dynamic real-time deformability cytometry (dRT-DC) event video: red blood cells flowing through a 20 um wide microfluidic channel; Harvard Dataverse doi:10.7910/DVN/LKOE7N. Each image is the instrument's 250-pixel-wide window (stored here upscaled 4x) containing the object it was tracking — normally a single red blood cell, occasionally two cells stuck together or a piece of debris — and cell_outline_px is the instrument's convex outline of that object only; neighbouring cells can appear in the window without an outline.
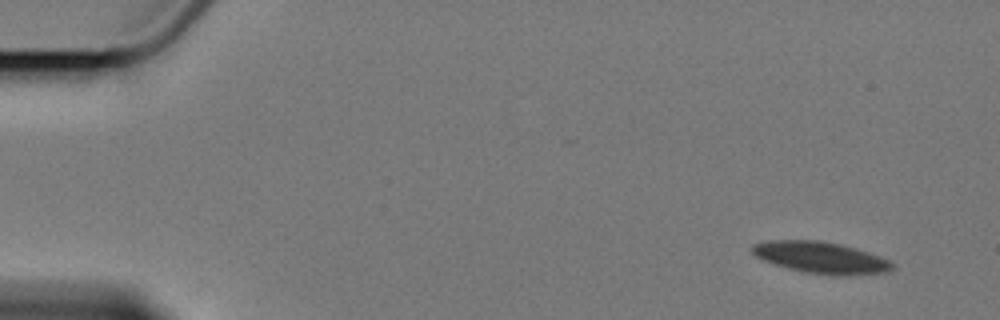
{"species": "Egyptian fruit bat (a non-hibernating species)", "species_latin": "Rousettus aegyptiacus", "temperature_condition": "cold", "stored_images_in_passage": 4, "camera_frame_rate_fps": 3000, "um_per_image_px": 0.085, "animal": {"sex": "female"}, "frame": {"image": 1, "passage_image": 1, "time_ms": 0.0, "image_size_px": [1000, 320], "cell_outline_px": [[892, 268], [888, 272], [848, 276], [836, 276], [808, 272], [788, 268], [764, 260], [756, 256], [752, 252], [752, 244], [768, 240], [820, 240], [840, 244], [856, 248], [892, 260]], "centroid_in_image_um": [69.81, 21.89], "position_along_channel_um": 15.2, "area_um2": 25.78}}
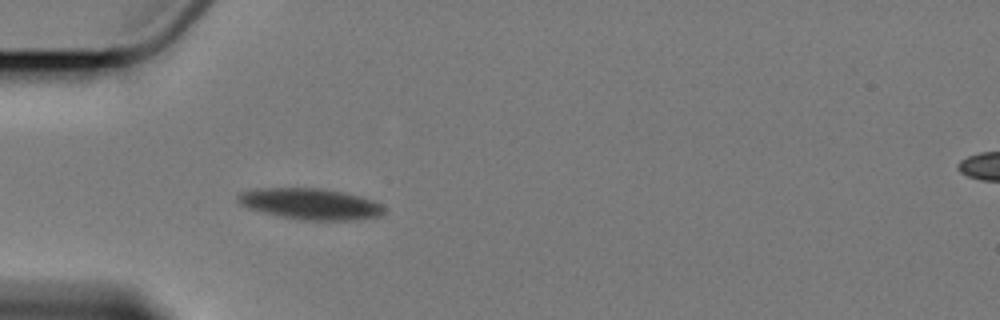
{"frame": {"image": 2, "passage_image": 4, "time_ms": 4.667, "image_size_px": [1000, 320], "cell_outline_px": [[384, 212], [380, 216], [352, 220], [300, 220], [280, 216], [248, 208], [240, 204], [236, 200], [236, 196], [240, 192], [260, 188], [324, 188], [344, 192], [372, 200], [380, 204], [384, 208]], "centroid_in_image_um": [26.35, 17.33], "position_along_channel_um": 58.6, "area_um2": 26.47}}